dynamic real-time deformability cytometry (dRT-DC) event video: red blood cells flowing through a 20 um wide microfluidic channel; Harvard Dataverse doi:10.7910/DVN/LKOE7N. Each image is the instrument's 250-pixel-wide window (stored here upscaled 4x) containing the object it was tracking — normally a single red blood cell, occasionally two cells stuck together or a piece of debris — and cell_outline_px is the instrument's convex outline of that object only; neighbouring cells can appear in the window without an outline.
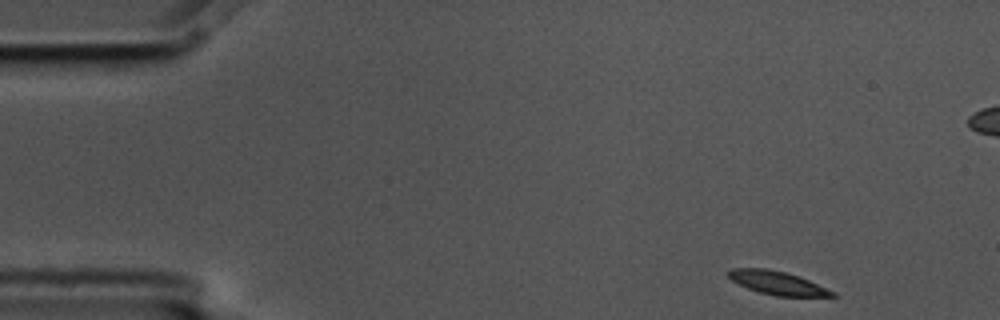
{"species": "common noctule bat (a hibernating species)", "species_latin": "Nyctalus noctula", "temperature_condition": "cold", "stored_images_in_passage": 6, "segment_of_instrument_passage": [2, 2], "camera_frame_rate_fps": 3000, "um_per_image_px": 0.085, "animal": {"sex": "male", "body_mass_g": 17.5, "forearm_length_mm": 52.3}, "frame": {"image": 1, "passage_image": 6, "time_ms": 1.667, "image_size_px": [1000, 320], "cell_outline_px": [[840, 296], [776, 296], [760, 292], [748, 288], [732, 280], [728, 276], [728, 272], [732, 268], [768, 268], [784, 272], [808, 280], [836, 292]], "centroid_in_image_um": [66.1, 24.05], "position_along_channel_um": 18.9, "area_um2": 13.93}}